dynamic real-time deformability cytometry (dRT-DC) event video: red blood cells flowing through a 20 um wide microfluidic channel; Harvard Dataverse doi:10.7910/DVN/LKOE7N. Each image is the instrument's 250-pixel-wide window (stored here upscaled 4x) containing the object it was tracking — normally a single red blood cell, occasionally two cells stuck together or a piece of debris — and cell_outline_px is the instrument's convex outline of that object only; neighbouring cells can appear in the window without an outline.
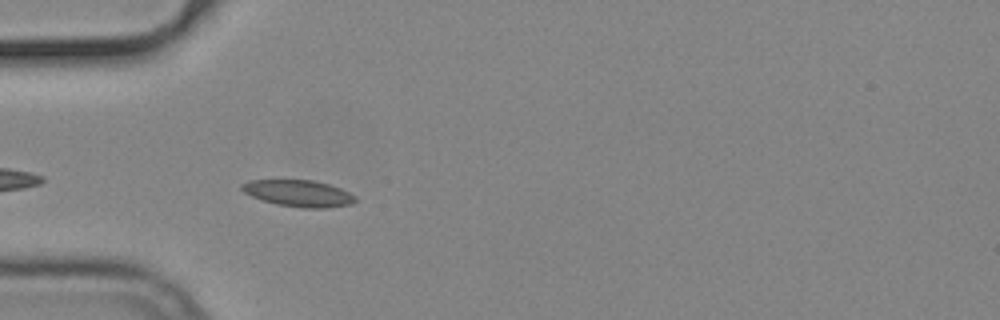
{"species": "common noctule bat (a hibernating species)", "species_latin": "Nyctalus noctula", "temperature_condition": "cold", "stored_images_in_passage": 7, "camera_frame_rate_fps": 3000, "um_per_image_px": 0.085, "animal": {"sex": "male", "body_mass_g": 19.2, "forearm_length_mm": 51.8}, "frame": {"image": 1, "passage_image": 3, "time_ms": 0.667, "image_size_px": [1000, 320], "cell_outline_px": [[356, 200], [352, 204], [324, 208], [304, 208], [276, 204], [252, 196], [244, 192], [240, 188], [240, 184], [252, 180], [312, 180], [328, 184], [340, 188], [356, 196]], "centroid_in_image_um": [25.38, 16.43], "position_along_channel_um": 59.6, "area_um2": 17.46}}